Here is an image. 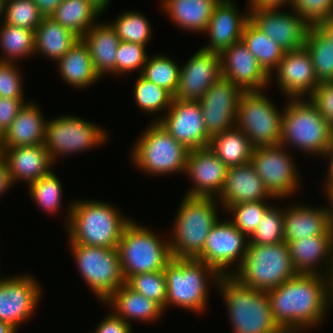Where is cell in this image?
I'll return each instance as SVG.
<instances>
[{
    "label": "cell",
    "instance_id": "cell-55",
    "mask_svg": "<svg viewBox=\"0 0 333 333\" xmlns=\"http://www.w3.org/2000/svg\"><path fill=\"white\" fill-rule=\"evenodd\" d=\"M292 0H248L249 8L254 7H288L291 4ZM285 5V6H284Z\"/></svg>",
    "mask_w": 333,
    "mask_h": 333
},
{
    "label": "cell",
    "instance_id": "cell-8",
    "mask_svg": "<svg viewBox=\"0 0 333 333\" xmlns=\"http://www.w3.org/2000/svg\"><path fill=\"white\" fill-rule=\"evenodd\" d=\"M163 239L152 228L131 220L117 247L125 280L132 275L165 269L173 257L169 240Z\"/></svg>",
    "mask_w": 333,
    "mask_h": 333
},
{
    "label": "cell",
    "instance_id": "cell-59",
    "mask_svg": "<svg viewBox=\"0 0 333 333\" xmlns=\"http://www.w3.org/2000/svg\"><path fill=\"white\" fill-rule=\"evenodd\" d=\"M90 1L94 6H96L102 13H104L105 9L107 11V6L111 3V0H88Z\"/></svg>",
    "mask_w": 333,
    "mask_h": 333
},
{
    "label": "cell",
    "instance_id": "cell-46",
    "mask_svg": "<svg viewBox=\"0 0 333 333\" xmlns=\"http://www.w3.org/2000/svg\"><path fill=\"white\" fill-rule=\"evenodd\" d=\"M126 284L134 291L158 303L165 311L167 287L164 271L132 275L126 280Z\"/></svg>",
    "mask_w": 333,
    "mask_h": 333
},
{
    "label": "cell",
    "instance_id": "cell-41",
    "mask_svg": "<svg viewBox=\"0 0 333 333\" xmlns=\"http://www.w3.org/2000/svg\"><path fill=\"white\" fill-rule=\"evenodd\" d=\"M58 176L52 170L49 174L41 177L35 182L30 183L28 193L32 201L36 203L37 207L43 212L53 214L61 213V206H63L62 193L63 186ZM62 204V205H61ZM60 211V212H59Z\"/></svg>",
    "mask_w": 333,
    "mask_h": 333
},
{
    "label": "cell",
    "instance_id": "cell-43",
    "mask_svg": "<svg viewBox=\"0 0 333 333\" xmlns=\"http://www.w3.org/2000/svg\"><path fill=\"white\" fill-rule=\"evenodd\" d=\"M272 205L269 201L244 202L229 206L225 214L227 212L226 215L231 217L229 220L249 238Z\"/></svg>",
    "mask_w": 333,
    "mask_h": 333
},
{
    "label": "cell",
    "instance_id": "cell-11",
    "mask_svg": "<svg viewBox=\"0 0 333 333\" xmlns=\"http://www.w3.org/2000/svg\"><path fill=\"white\" fill-rule=\"evenodd\" d=\"M103 128L77 115H60L47 120L44 145L55 164L63 156L105 145L109 132Z\"/></svg>",
    "mask_w": 333,
    "mask_h": 333
},
{
    "label": "cell",
    "instance_id": "cell-23",
    "mask_svg": "<svg viewBox=\"0 0 333 333\" xmlns=\"http://www.w3.org/2000/svg\"><path fill=\"white\" fill-rule=\"evenodd\" d=\"M236 5L233 0H220L215 6L204 32L209 36V44L203 45L202 49L221 54L241 41L245 25L250 20V8L247 3L246 12L240 13L242 10Z\"/></svg>",
    "mask_w": 333,
    "mask_h": 333
},
{
    "label": "cell",
    "instance_id": "cell-52",
    "mask_svg": "<svg viewBox=\"0 0 333 333\" xmlns=\"http://www.w3.org/2000/svg\"><path fill=\"white\" fill-rule=\"evenodd\" d=\"M133 326L116 316L111 310L100 320L92 333H133ZM91 333V332H90Z\"/></svg>",
    "mask_w": 333,
    "mask_h": 333
},
{
    "label": "cell",
    "instance_id": "cell-62",
    "mask_svg": "<svg viewBox=\"0 0 333 333\" xmlns=\"http://www.w3.org/2000/svg\"><path fill=\"white\" fill-rule=\"evenodd\" d=\"M2 142H3V134L0 132V150H1Z\"/></svg>",
    "mask_w": 333,
    "mask_h": 333
},
{
    "label": "cell",
    "instance_id": "cell-53",
    "mask_svg": "<svg viewBox=\"0 0 333 333\" xmlns=\"http://www.w3.org/2000/svg\"><path fill=\"white\" fill-rule=\"evenodd\" d=\"M14 182L6 161L0 155V196L4 195L9 188H12Z\"/></svg>",
    "mask_w": 333,
    "mask_h": 333
},
{
    "label": "cell",
    "instance_id": "cell-33",
    "mask_svg": "<svg viewBox=\"0 0 333 333\" xmlns=\"http://www.w3.org/2000/svg\"><path fill=\"white\" fill-rule=\"evenodd\" d=\"M36 54L57 63L80 39L51 17H44L34 31Z\"/></svg>",
    "mask_w": 333,
    "mask_h": 333
},
{
    "label": "cell",
    "instance_id": "cell-37",
    "mask_svg": "<svg viewBox=\"0 0 333 333\" xmlns=\"http://www.w3.org/2000/svg\"><path fill=\"white\" fill-rule=\"evenodd\" d=\"M0 61L16 62L35 56L34 31L0 20ZM16 60V61H15Z\"/></svg>",
    "mask_w": 333,
    "mask_h": 333
},
{
    "label": "cell",
    "instance_id": "cell-9",
    "mask_svg": "<svg viewBox=\"0 0 333 333\" xmlns=\"http://www.w3.org/2000/svg\"><path fill=\"white\" fill-rule=\"evenodd\" d=\"M297 274L287 243L280 242L270 245L248 243L244 260L232 276L245 286L267 292Z\"/></svg>",
    "mask_w": 333,
    "mask_h": 333
},
{
    "label": "cell",
    "instance_id": "cell-13",
    "mask_svg": "<svg viewBox=\"0 0 333 333\" xmlns=\"http://www.w3.org/2000/svg\"><path fill=\"white\" fill-rule=\"evenodd\" d=\"M250 162L273 198L287 199L300 189L302 179L298 165L294 156L280 143L253 148Z\"/></svg>",
    "mask_w": 333,
    "mask_h": 333
},
{
    "label": "cell",
    "instance_id": "cell-18",
    "mask_svg": "<svg viewBox=\"0 0 333 333\" xmlns=\"http://www.w3.org/2000/svg\"><path fill=\"white\" fill-rule=\"evenodd\" d=\"M275 77H274V76ZM270 85L276 78L277 87L286 99L310 98L320 84L314 72L312 58L305 46L286 51L270 75Z\"/></svg>",
    "mask_w": 333,
    "mask_h": 333
},
{
    "label": "cell",
    "instance_id": "cell-50",
    "mask_svg": "<svg viewBox=\"0 0 333 333\" xmlns=\"http://www.w3.org/2000/svg\"><path fill=\"white\" fill-rule=\"evenodd\" d=\"M333 127V81L321 82L309 98Z\"/></svg>",
    "mask_w": 333,
    "mask_h": 333
},
{
    "label": "cell",
    "instance_id": "cell-1",
    "mask_svg": "<svg viewBox=\"0 0 333 333\" xmlns=\"http://www.w3.org/2000/svg\"><path fill=\"white\" fill-rule=\"evenodd\" d=\"M267 295L274 321L285 333H306L318 329L333 307V278L297 274Z\"/></svg>",
    "mask_w": 333,
    "mask_h": 333
},
{
    "label": "cell",
    "instance_id": "cell-54",
    "mask_svg": "<svg viewBox=\"0 0 333 333\" xmlns=\"http://www.w3.org/2000/svg\"><path fill=\"white\" fill-rule=\"evenodd\" d=\"M43 17H51L63 0H33Z\"/></svg>",
    "mask_w": 333,
    "mask_h": 333
},
{
    "label": "cell",
    "instance_id": "cell-14",
    "mask_svg": "<svg viewBox=\"0 0 333 333\" xmlns=\"http://www.w3.org/2000/svg\"><path fill=\"white\" fill-rule=\"evenodd\" d=\"M248 243L249 238L229 219L222 221L219 218L205 240L203 252L196 259L220 275H232L243 262Z\"/></svg>",
    "mask_w": 333,
    "mask_h": 333
},
{
    "label": "cell",
    "instance_id": "cell-17",
    "mask_svg": "<svg viewBox=\"0 0 333 333\" xmlns=\"http://www.w3.org/2000/svg\"><path fill=\"white\" fill-rule=\"evenodd\" d=\"M282 7L250 8V20L285 51L304 46L311 26L294 10Z\"/></svg>",
    "mask_w": 333,
    "mask_h": 333
},
{
    "label": "cell",
    "instance_id": "cell-47",
    "mask_svg": "<svg viewBox=\"0 0 333 333\" xmlns=\"http://www.w3.org/2000/svg\"><path fill=\"white\" fill-rule=\"evenodd\" d=\"M148 55L146 46L120 41L116 54V77L125 76L134 71L141 74Z\"/></svg>",
    "mask_w": 333,
    "mask_h": 333
},
{
    "label": "cell",
    "instance_id": "cell-35",
    "mask_svg": "<svg viewBox=\"0 0 333 333\" xmlns=\"http://www.w3.org/2000/svg\"><path fill=\"white\" fill-rule=\"evenodd\" d=\"M101 14L88 0H63L51 18L81 38L98 22Z\"/></svg>",
    "mask_w": 333,
    "mask_h": 333
},
{
    "label": "cell",
    "instance_id": "cell-58",
    "mask_svg": "<svg viewBox=\"0 0 333 333\" xmlns=\"http://www.w3.org/2000/svg\"><path fill=\"white\" fill-rule=\"evenodd\" d=\"M325 187V188H324ZM323 192H325V195L327 197V200H329V203L328 205L325 204L326 209L328 210V214H329V217H330V221L332 223V226H333V185H323Z\"/></svg>",
    "mask_w": 333,
    "mask_h": 333
},
{
    "label": "cell",
    "instance_id": "cell-6",
    "mask_svg": "<svg viewBox=\"0 0 333 333\" xmlns=\"http://www.w3.org/2000/svg\"><path fill=\"white\" fill-rule=\"evenodd\" d=\"M163 271L167 287L165 312L171 305L193 314L206 311L209 286L216 287L221 276L214 268L198 259L172 258Z\"/></svg>",
    "mask_w": 333,
    "mask_h": 333
},
{
    "label": "cell",
    "instance_id": "cell-7",
    "mask_svg": "<svg viewBox=\"0 0 333 333\" xmlns=\"http://www.w3.org/2000/svg\"><path fill=\"white\" fill-rule=\"evenodd\" d=\"M149 124L132 144L130 159L133 165L154 177L185 174L189 150L158 122Z\"/></svg>",
    "mask_w": 333,
    "mask_h": 333
},
{
    "label": "cell",
    "instance_id": "cell-10",
    "mask_svg": "<svg viewBox=\"0 0 333 333\" xmlns=\"http://www.w3.org/2000/svg\"><path fill=\"white\" fill-rule=\"evenodd\" d=\"M264 91H244L236 115V127L253 148L280 143L284 108L278 109Z\"/></svg>",
    "mask_w": 333,
    "mask_h": 333
},
{
    "label": "cell",
    "instance_id": "cell-2",
    "mask_svg": "<svg viewBox=\"0 0 333 333\" xmlns=\"http://www.w3.org/2000/svg\"><path fill=\"white\" fill-rule=\"evenodd\" d=\"M68 243L117 248L132 217L112 203L100 200H72L66 208Z\"/></svg>",
    "mask_w": 333,
    "mask_h": 333
},
{
    "label": "cell",
    "instance_id": "cell-44",
    "mask_svg": "<svg viewBox=\"0 0 333 333\" xmlns=\"http://www.w3.org/2000/svg\"><path fill=\"white\" fill-rule=\"evenodd\" d=\"M284 211L285 208L272 205L264 214L256 230L249 237V244L270 245L285 242Z\"/></svg>",
    "mask_w": 333,
    "mask_h": 333
},
{
    "label": "cell",
    "instance_id": "cell-16",
    "mask_svg": "<svg viewBox=\"0 0 333 333\" xmlns=\"http://www.w3.org/2000/svg\"><path fill=\"white\" fill-rule=\"evenodd\" d=\"M157 122L188 150L209 147L211 137L199 101L173 98L170 108Z\"/></svg>",
    "mask_w": 333,
    "mask_h": 333
},
{
    "label": "cell",
    "instance_id": "cell-60",
    "mask_svg": "<svg viewBox=\"0 0 333 333\" xmlns=\"http://www.w3.org/2000/svg\"><path fill=\"white\" fill-rule=\"evenodd\" d=\"M17 329L7 322L0 321V333H17Z\"/></svg>",
    "mask_w": 333,
    "mask_h": 333
},
{
    "label": "cell",
    "instance_id": "cell-21",
    "mask_svg": "<svg viewBox=\"0 0 333 333\" xmlns=\"http://www.w3.org/2000/svg\"><path fill=\"white\" fill-rule=\"evenodd\" d=\"M228 169L209 147L189 150L184 175H187L192 186L185 196L217 198Z\"/></svg>",
    "mask_w": 333,
    "mask_h": 333
},
{
    "label": "cell",
    "instance_id": "cell-20",
    "mask_svg": "<svg viewBox=\"0 0 333 333\" xmlns=\"http://www.w3.org/2000/svg\"><path fill=\"white\" fill-rule=\"evenodd\" d=\"M221 77L220 54L200 48L184 65H181L174 98L199 101L210 86Z\"/></svg>",
    "mask_w": 333,
    "mask_h": 333
},
{
    "label": "cell",
    "instance_id": "cell-42",
    "mask_svg": "<svg viewBox=\"0 0 333 333\" xmlns=\"http://www.w3.org/2000/svg\"><path fill=\"white\" fill-rule=\"evenodd\" d=\"M150 56L147 58L141 75L148 81L165 88L174 96L178 87L181 65L161 52L159 55Z\"/></svg>",
    "mask_w": 333,
    "mask_h": 333
},
{
    "label": "cell",
    "instance_id": "cell-12",
    "mask_svg": "<svg viewBox=\"0 0 333 333\" xmlns=\"http://www.w3.org/2000/svg\"><path fill=\"white\" fill-rule=\"evenodd\" d=\"M79 274L99 302L126 283L117 248L69 243Z\"/></svg>",
    "mask_w": 333,
    "mask_h": 333
},
{
    "label": "cell",
    "instance_id": "cell-27",
    "mask_svg": "<svg viewBox=\"0 0 333 333\" xmlns=\"http://www.w3.org/2000/svg\"><path fill=\"white\" fill-rule=\"evenodd\" d=\"M285 205L284 211V241L290 242L315 235H327L332 229V223L326 206L314 207L293 202ZM289 206V207H288Z\"/></svg>",
    "mask_w": 333,
    "mask_h": 333
},
{
    "label": "cell",
    "instance_id": "cell-49",
    "mask_svg": "<svg viewBox=\"0 0 333 333\" xmlns=\"http://www.w3.org/2000/svg\"><path fill=\"white\" fill-rule=\"evenodd\" d=\"M17 62L0 61V97L25 99L23 76ZM20 70V71H19Z\"/></svg>",
    "mask_w": 333,
    "mask_h": 333
},
{
    "label": "cell",
    "instance_id": "cell-36",
    "mask_svg": "<svg viewBox=\"0 0 333 333\" xmlns=\"http://www.w3.org/2000/svg\"><path fill=\"white\" fill-rule=\"evenodd\" d=\"M241 40L269 76L277 68L286 52L251 20L245 25Z\"/></svg>",
    "mask_w": 333,
    "mask_h": 333
},
{
    "label": "cell",
    "instance_id": "cell-29",
    "mask_svg": "<svg viewBox=\"0 0 333 333\" xmlns=\"http://www.w3.org/2000/svg\"><path fill=\"white\" fill-rule=\"evenodd\" d=\"M47 120L39 104L26 102L3 135L1 149L44 144Z\"/></svg>",
    "mask_w": 333,
    "mask_h": 333
},
{
    "label": "cell",
    "instance_id": "cell-61",
    "mask_svg": "<svg viewBox=\"0 0 333 333\" xmlns=\"http://www.w3.org/2000/svg\"><path fill=\"white\" fill-rule=\"evenodd\" d=\"M4 3H5V0H0V19H1V21H2L3 13H4Z\"/></svg>",
    "mask_w": 333,
    "mask_h": 333
},
{
    "label": "cell",
    "instance_id": "cell-40",
    "mask_svg": "<svg viewBox=\"0 0 333 333\" xmlns=\"http://www.w3.org/2000/svg\"><path fill=\"white\" fill-rule=\"evenodd\" d=\"M305 48L312 58L315 76L319 83L333 81V46L314 26L309 29Z\"/></svg>",
    "mask_w": 333,
    "mask_h": 333
},
{
    "label": "cell",
    "instance_id": "cell-25",
    "mask_svg": "<svg viewBox=\"0 0 333 333\" xmlns=\"http://www.w3.org/2000/svg\"><path fill=\"white\" fill-rule=\"evenodd\" d=\"M216 199L224 211L231 205L244 202L277 200L266 190L251 162L228 169L225 183Z\"/></svg>",
    "mask_w": 333,
    "mask_h": 333
},
{
    "label": "cell",
    "instance_id": "cell-19",
    "mask_svg": "<svg viewBox=\"0 0 333 333\" xmlns=\"http://www.w3.org/2000/svg\"><path fill=\"white\" fill-rule=\"evenodd\" d=\"M243 92L239 86L221 77L199 99L210 137L236 126L238 103Z\"/></svg>",
    "mask_w": 333,
    "mask_h": 333
},
{
    "label": "cell",
    "instance_id": "cell-15",
    "mask_svg": "<svg viewBox=\"0 0 333 333\" xmlns=\"http://www.w3.org/2000/svg\"><path fill=\"white\" fill-rule=\"evenodd\" d=\"M42 292L40 283L32 274L3 276L0 280V321L19 330L21 324L34 316Z\"/></svg>",
    "mask_w": 333,
    "mask_h": 333
},
{
    "label": "cell",
    "instance_id": "cell-4",
    "mask_svg": "<svg viewBox=\"0 0 333 333\" xmlns=\"http://www.w3.org/2000/svg\"><path fill=\"white\" fill-rule=\"evenodd\" d=\"M219 204L214 197L183 196L169 229L173 258L196 259L203 252L205 240L219 219Z\"/></svg>",
    "mask_w": 333,
    "mask_h": 333
},
{
    "label": "cell",
    "instance_id": "cell-28",
    "mask_svg": "<svg viewBox=\"0 0 333 333\" xmlns=\"http://www.w3.org/2000/svg\"><path fill=\"white\" fill-rule=\"evenodd\" d=\"M102 304L130 326L132 321L157 322L166 314L158 303L134 291L126 283L114 291Z\"/></svg>",
    "mask_w": 333,
    "mask_h": 333
},
{
    "label": "cell",
    "instance_id": "cell-38",
    "mask_svg": "<svg viewBox=\"0 0 333 333\" xmlns=\"http://www.w3.org/2000/svg\"><path fill=\"white\" fill-rule=\"evenodd\" d=\"M133 99L137 108L142 113L155 114L152 121H158L161 112L170 108L174 96L165 88L154 84L145 79L141 74L138 75L135 84L133 85ZM155 119V120H154Z\"/></svg>",
    "mask_w": 333,
    "mask_h": 333
},
{
    "label": "cell",
    "instance_id": "cell-56",
    "mask_svg": "<svg viewBox=\"0 0 333 333\" xmlns=\"http://www.w3.org/2000/svg\"><path fill=\"white\" fill-rule=\"evenodd\" d=\"M333 46V17L320 21L314 26Z\"/></svg>",
    "mask_w": 333,
    "mask_h": 333
},
{
    "label": "cell",
    "instance_id": "cell-3",
    "mask_svg": "<svg viewBox=\"0 0 333 333\" xmlns=\"http://www.w3.org/2000/svg\"><path fill=\"white\" fill-rule=\"evenodd\" d=\"M216 287L233 333H285L274 321L266 291L245 286L232 275H221Z\"/></svg>",
    "mask_w": 333,
    "mask_h": 333
},
{
    "label": "cell",
    "instance_id": "cell-22",
    "mask_svg": "<svg viewBox=\"0 0 333 333\" xmlns=\"http://www.w3.org/2000/svg\"><path fill=\"white\" fill-rule=\"evenodd\" d=\"M220 59L222 78L230 80L243 91L268 90L270 76L242 40L224 50Z\"/></svg>",
    "mask_w": 333,
    "mask_h": 333
},
{
    "label": "cell",
    "instance_id": "cell-32",
    "mask_svg": "<svg viewBox=\"0 0 333 333\" xmlns=\"http://www.w3.org/2000/svg\"><path fill=\"white\" fill-rule=\"evenodd\" d=\"M56 64L60 78L71 88L85 90L101 79L93 67L89 48L81 38Z\"/></svg>",
    "mask_w": 333,
    "mask_h": 333
},
{
    "label": "cell",
    "instance_id": "cell-5",
    "mask_svg": "<svg viewBox=\"0 0 333 333\" xmlns=\"http://www.w3.org/2000/svg\"><path fill=\"white\" fill-rule=\"evenodd\" d=\"M280 144L303 154L321 157L333 144V127L309 98L287 99Z\"/></svg>",
    "mask_w": 333,
    "mask_h": 333
},
{
    "label": "cell",
    "instance_id": "cell-57",
    "mask_svg": "<svg viewBox=\"0 0 333 333\" xmlns=\"http://www.w3.org/2000/svg\"><path fill=\"white\" fill-rule=\"evenodd\" d=\"M326 158L328 160V166L325 177V185H333V144L330 148L324 153L322 158Z\"/></svg>",
    "mask_w": 333,
    "mask_h": 333
},
{
    "label": "cell",
    "instance_id": "cell-26",
    "mask_svg": "<svg viewBox=\"0 0 333 333\" xmlns=\"http://www.w3.org/2000/svg\"><path fill=\"white\" fill-rule=\"evenodd\" d=\"M0 155L6 161L14 182L30 183L49 174L54 167L44 144L1 149Z\"/></svg>",
    "mask_w": 333,
    "mask_h": 333
},
{
    "label": "cell",
    "instance_id": "cell-24",
    "mask_svg": "<svg viewBox=\"0 0 333 333\" xmlns=\"http://www.w3.org/2000/svg\"><path fill=\"white\" fill-rule=\"evenodd\" d=\"M292 265L298 274L333 278V229L327 235L286 242Z\"/></svg>",
    "mask_w": 333,
    "mask_h": 333
},
{
    "label": "cell",
    "instance_id": "cell-48",
    "mask_svg": "<svg viewBox=\"0 0 333 333\" xmlns=\"http://www.w3.org/2000/svg\"><path fill=\"white\" fill-rule=\"evenodd\" d=\"M289 7L310 26L333 17V0H292Z\"/></svg>",
    "mask_w": 333,
    "mask_h": 333
},
{
    "label": "cell",
    "instance_id": "cell-30",
    "mask_svg": "<svg viewBox=\"0 0 333 333\" xmlns=\"http://www.w3.org/2000/svg\"><path fill=\"white\" fill-rule=\"evenodd\" d=\"M81 39L89 48L93 67L100 78L106 74L116 75V54L121 40L112 26L99 21Z\"/></svg>",
    "mask_w": 333,
    "mask_h": 333
},
{
    "label": "cell",
    "instance_id": "cell-51",
    "mask_svg": "<svg viewBox=\"0 0 333 333\" xmlns=\"http://www.w3.org/2000/svg\"><path fill=\"white\" fill-rule=\"evenodd\" d=\"M28 100L0 97V132L3 135L10 128L18 112Z\"/></svg>",
    "mask_w": 333,
    "mask_h": 333
},
{
    "label": "cell",
    "instance_id": "cell-39",
    "mask_svg": "<svg viewBox=\"0 0 333 333\" xmlns=\"http://www.w3.org/2000/svg\"><path fill=\"white\" fill-rule=\"evenodd\" d=\"M114 21L109 22L121 41L137 43L144 46L152 39L150 20L139 11L128 10L118 14Z\"/></svg>",
    "mask_w": 333,
    "mask_h": 333
},
{
    "label": "cell",
    "instance_id": "cell-45",
    "mask_svg": "<svg viewBox=\"0 0 333 333\" xmlns=\"http://www.w3.org/2000/svg\"><path fill=\"white\" fill-rule=\"evenodd\" d=\"M33 0H5L2 21L35 31L43 19Z\"/></svg>",
    "mask_w": 333,
    "mask_h": 333
},
{
    "label": "cell",
    "instance_id": "cell-31",
    "mask_svg": "<svg viewBox=\"0 0 333 333\" xmlns=\"http://www.w3.org/2000/svg\"><path fill=\"white\" fill-rule=\"evenodd\" d=\"M220 0H162L161 11L183 31L204 34Z\"/></svg>",
    "mask_w": 333,
    "mask_h": 333
},
{
    "label": "cell",
    "instance_id": "cell-34",
    "mask_svg": "<svg viewBox=\"0 0 333 333\" xmlns=\"http://www.w3.org/2000/svg\"><path fill=\"white\" fill-rule=\"evenodd\" d=\"M209 148L228 168L250 162L253 152L249 139L236 126L212 136Z\"/></svg>",
    "mask_w": 333,
    "mask_h": 333
}]
</instances>
